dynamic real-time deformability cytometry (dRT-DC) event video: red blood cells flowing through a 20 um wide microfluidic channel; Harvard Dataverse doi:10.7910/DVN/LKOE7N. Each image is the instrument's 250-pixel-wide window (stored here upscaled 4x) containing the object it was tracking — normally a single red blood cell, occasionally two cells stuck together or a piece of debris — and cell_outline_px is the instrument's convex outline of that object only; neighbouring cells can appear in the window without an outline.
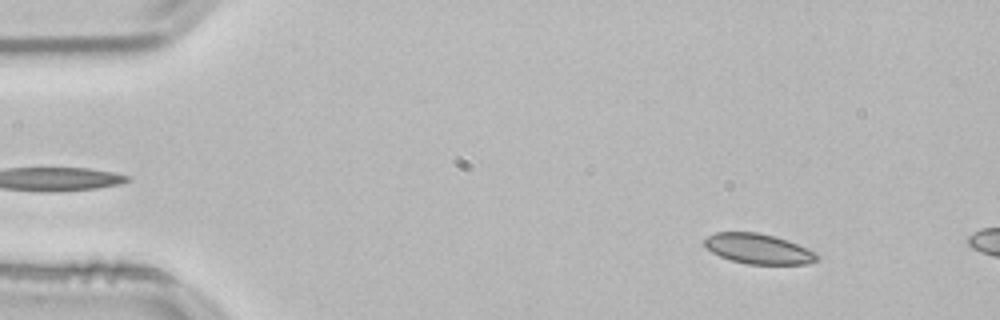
{"species": "common noctule bat (a hibernating species)", "species_latin": "Nyctalus noctula", "temperature_condition": "room temperature", "stored_images_in_passage": 55, "camera_frame_rate_fps": 3000, "um_per_image_px": 0.085, "animal": {"sex": "male", "body_mass_g": 21.5, "forearm_length_mm": 52.0}, "frame": {"image": 1, "passage_image": 7, "time_ms": 2.0, "image_size_px": [1000, 320], "cell_outline_px": [[820, 260], [808, 264], [748, 264], [732, 260], [720, 256], [704, 248], [704, 240], [708, 236], [716, 232], [756, 232], [788, 240], [816, 252], [820, 256]], "centroid_in_image_um": [64.48, 21.16], "position_along_channel_um": 20.5, "area_um2": 19.83}}
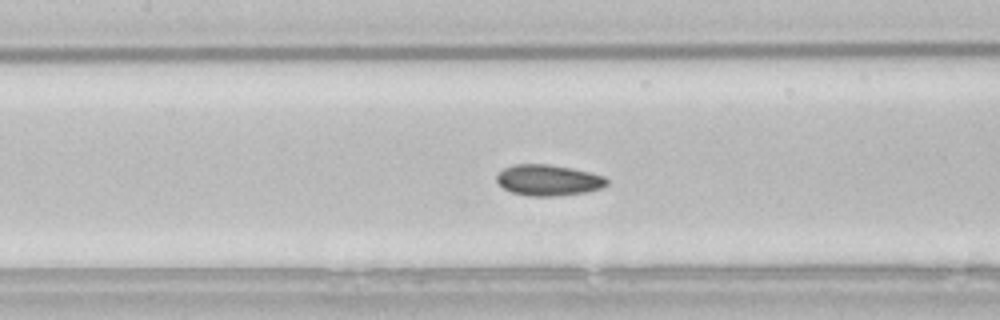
{"frame": {"image": 2, "passage_image": 25, "time_ms": 8.0, "image_size_px": [1000, 320], "cell_outline_px": [[608, 184], [600, 188], [588, 192], [556, 196], [528, 196], [512, 192], [504, 188], [496, 180], [496, 176], [504, 168], [512, 164], [548, 164], [572, 168], [604, 176], [608, 180]], "centroid_in_image_um": [46.61, 15.31], "position_along_channel_um": 160.8, "area_um2": 19.88}}
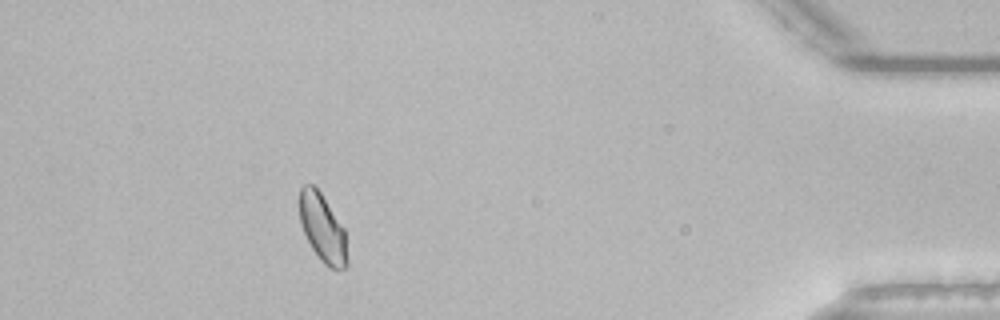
{"frame": {"image": 3, "passage_image": 49, "time_ms": 16.0, "image_size_px": [1000, 320], "cell_outline_px": [[348, 264], [344, 268], [328, 268], [320, 260], [312, 248], [300, 224], [300, 188], [304, 184], [312, 184], [320, 192], [344, 228], [348, 260]], "centroid_in_image_um": [27.42, 19.4], "position_along_channel_um": 407.8, "area_um2": 18.73}, "authors_computed_cell_mechanics": {"area_um2": 19.4786, "velocity_mm_per_s": 3.7817, "shape_relaxation_time_tau1_ms": 5.4365, "shape_relaxation_time_tau2_ms": 2.7677, "deformation_change_tau1": 0.0743, "deformation_change_tau2": 0.0566}}